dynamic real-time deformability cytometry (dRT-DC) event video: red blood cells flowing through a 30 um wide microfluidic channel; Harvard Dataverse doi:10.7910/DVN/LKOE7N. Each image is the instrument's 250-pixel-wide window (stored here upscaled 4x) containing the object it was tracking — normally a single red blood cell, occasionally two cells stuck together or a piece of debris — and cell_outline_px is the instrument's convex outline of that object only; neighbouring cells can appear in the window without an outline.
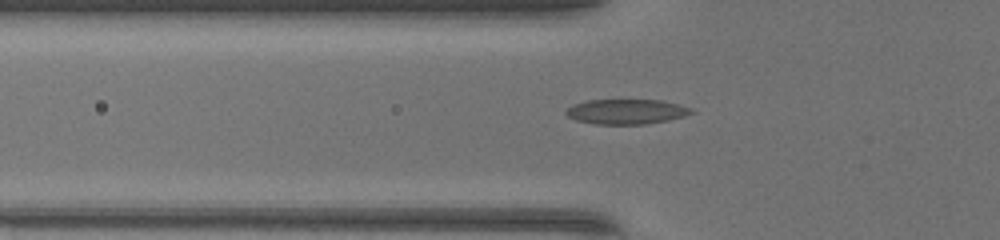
{"species": "common noctule bat (a hibernating species)", "species_latin": "Nyctalus noctula", "temperature_condition": "warm", "stored_images_in_passage": 39, "camera_frame_rate_fps": 3000, "um_per_image_px": 0.085, "animal": {"sex": "female", "body_mass_g": 17.0, "forearm_length_mm": 48.0}, "frame": {"image": 1, "passage_image": 12, "time_ms": 3.667, "image_size_px": [1000, 240], "cell_outline_px": [[696, 112], [684, 116], [668, 120], [644, 124], [596, 124], [576, 120], [568, 116], [564, 112], [572, 104], [588, 100], [660, 100], [692, 108]], "centroid_in_image_um": [53.23, 9.49], "position_along_channel_um": 72.6, "area_um2": 18.15}}
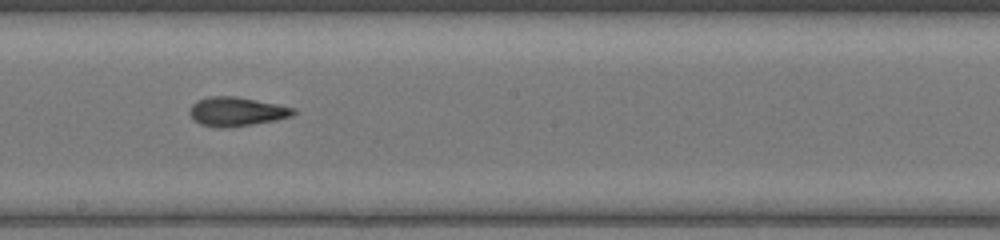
{"frame": {"image": 2, "passage_image": 23, "time_ms": 7.333, "image_size_px": [1000, 240], "cell_outline_px": [[296, 112], [292, 116], [276, 120], [228, 128], [216, 128], [200, 124], [188, 112], [192, 104], [208, 96], [236, 96], [296, 108]], "centroid_in_image_um": [20.11, 9.49], "position_along_channel_um": 228.1, "area_um2": 17.51}}
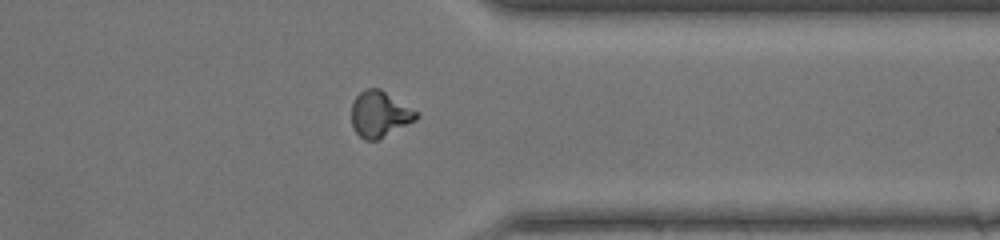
{"frame": {"image": 3, "passage_image": 34, "time_ms": 11.0, "image_size_px": [1000, 240], "cell_outline_px": [[420, 116], [416, 120], [376, 140], [364, 140], [352, 128], [352, 104], [356, 96], [364, 88], [380, 88], [420, 112]], "centroid_in_image_um": [32.29, 9.68], "position_along_channel_um": 379.1, "area_um2": 17.46}}